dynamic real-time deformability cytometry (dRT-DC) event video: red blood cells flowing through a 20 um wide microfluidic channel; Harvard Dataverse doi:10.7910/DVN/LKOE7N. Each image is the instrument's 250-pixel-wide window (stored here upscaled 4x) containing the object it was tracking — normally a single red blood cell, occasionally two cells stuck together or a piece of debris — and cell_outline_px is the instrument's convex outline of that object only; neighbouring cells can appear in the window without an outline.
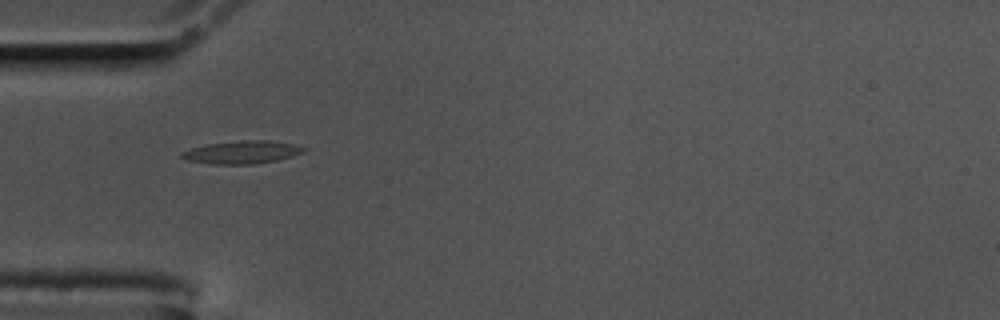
{"species": "common noctule bat (a hibernating species)", "species_latin": "Nyctalus noctula", "temperature_condition": "cold", "stored_images_in_passage": 41, "camera_frame_rate_fps": 3000, "um_per_image_px": 0.085, "animal": {"sex": "male", "body_mass_g": 17.5, "forearm_length_mm": 52.3}, "frame": {"image": 1, "passage_image": 1, "time_ms": 0.0, "image_size_px": [1000, 320], "cell_outline_px": [[308, 148], [304, 152], [292, 156], [276, 160], [252, 164], [212, 164], [188, 160], [180, 156], [180, 152], [192, 148], [208, 144], [240, 140], [268, 140], [292, 144]], "centroid_in_image_um": [20.58, 12.93], "position_along_channel_um": 64.4, "area_um2": 16.13}}
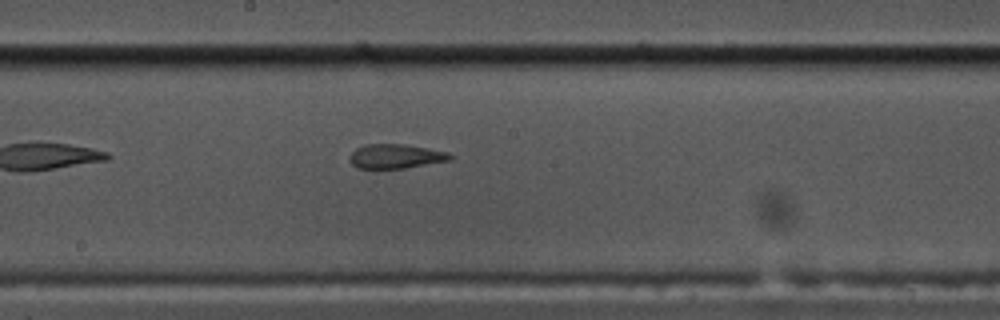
{"frame": {"image": 2, "passage_image": 14, "time_ms": 4.333, "image_size_px": [1000, 320], "cell_outline_px": [[456, 156], [452, 160], [404, 168], [356, 168], [348, 160], [348, 156], [356, 148], [364, 144], [404, 144], [428, 148], [448, 152]], "centroid_in_image_um": [33.64, 13.28], "position_along_channel_um": 214.6, "area_um2": 14.45}}
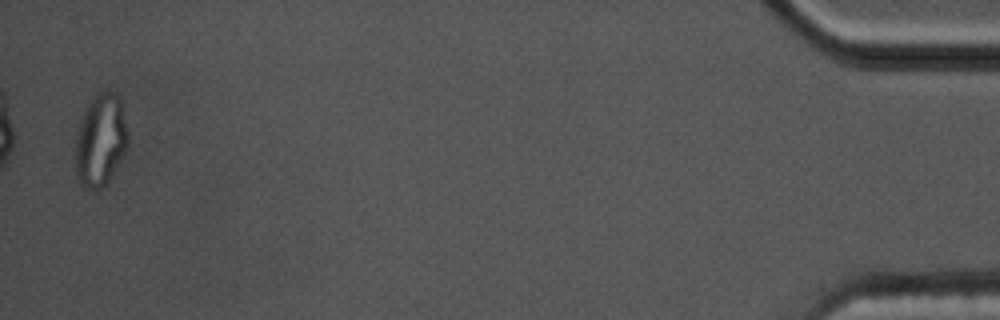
{"frame": {"image": 3, "passage_image": 40, "time_ms": 13.0, "image_size_px": [1000, 320], "cell_outline_px": [[128, 148], [112, 176], [100, 188], [84, 188], [80, 184], [76, 176], [76, 132], [84, 112], [88, 104], [100, 92], [112, 92], [120, 100], [128, 132]], "centroid_in_image_um": [8.55, 11.96], "position_along_channel_um": 426.6, "area_um2": 27.92}, "authors_computed_cell_mechanics": {"area_um2": 16.1262, "velocity_mm_per_s": 3.4888, "shape_relaxation_time_tau1_ms": null, "shape_relaxation_time_tau2_ms": 1.4371, "deformation_change_tau1": null, "deformation_change_tau2": 0.0864}}